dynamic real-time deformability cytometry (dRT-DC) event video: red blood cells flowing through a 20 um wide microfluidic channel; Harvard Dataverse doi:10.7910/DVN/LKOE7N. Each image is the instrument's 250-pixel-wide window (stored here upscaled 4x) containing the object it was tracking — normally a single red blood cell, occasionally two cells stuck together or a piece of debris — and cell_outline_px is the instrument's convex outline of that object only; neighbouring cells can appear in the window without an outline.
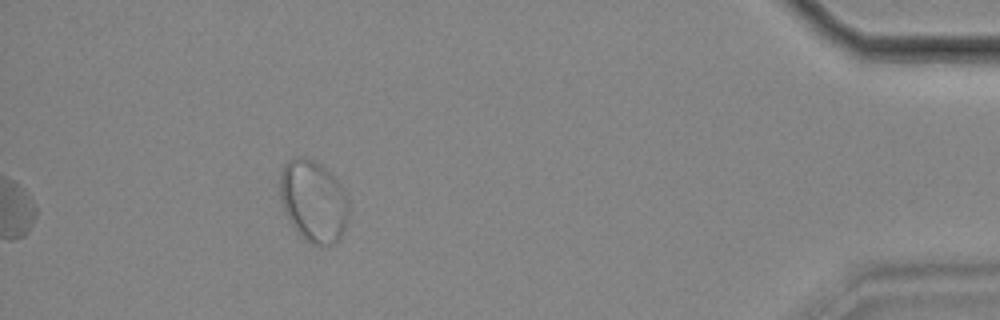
{"species": "common noctule bat (a hibernating species)", "species_latin": "Nyctalus noctula", "temperature_condition": "cold", "stored_images_in_passage": 41, "segment_of_instrument_passage": [2, 2], "camera_frame_rate_fps": 3000, "um_per_image_px": 0.085, "animal": {"sex": "female", "body_mass_g": 18.4}, "frame": {"image": 1, "passage_image": 41, "time_ms": 13.333, "image_size_px": [1000, 320], "cell_outline_px": [[348, 220], [336, 244], [328, 248], [312, 244], [304, 240], [296, 232], [284, 212], [280, 196], [280, 172], [284, 164], [292, 156], [296, 156], [312, 160], [320, 164], [344, 188], [348, 200]], "centroid_in_image_um": [26.63, 17.14], "position_along_channel_um": 408.6, "area_um2": 33.18}}